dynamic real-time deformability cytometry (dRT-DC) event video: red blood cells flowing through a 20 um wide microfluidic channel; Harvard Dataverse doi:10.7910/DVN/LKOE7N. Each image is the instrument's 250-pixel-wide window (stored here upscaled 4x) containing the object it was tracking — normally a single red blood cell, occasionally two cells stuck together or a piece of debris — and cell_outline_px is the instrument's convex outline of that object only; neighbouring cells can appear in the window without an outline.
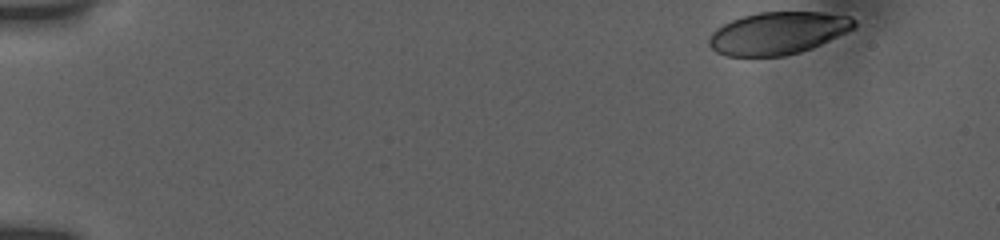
{"species": "human", "species_latin": "Homo sapiens", "temperature_condition": "room temperature", "stored_images_in_passage": 47, "camera_frame_rate_fps": 3000, "um_per_image_px": 0.085, "donor": {"sex": "female"}, "frame": {"image": 1, "passage_image": 1, "time_ms": 0.0, "image_size_px": [1000, 240], "cell_outline_px": [[856, 28], [848, 32], [812, 48], [800, 52], [784, 56], [728, 56], [716, 52], [708, 44], [708, 40], [712, 32], [716, 28], [732, 20], [744, 16], [760, 12], [820, 12], [848, 16], [856, 20]], "centroid_in_image_um": [66.14, 2.82], "position_along_channel_um": 18.9, "area_um2": 35.89}}
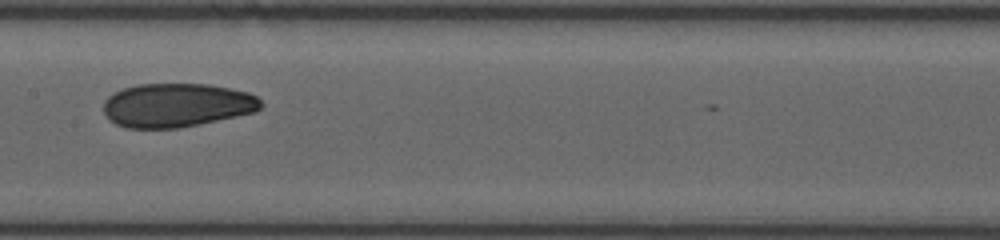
{"frame": {"image": 2, "passage_image": 25, "time_ms": 8.0, "image_size_px": [1000, 240], "cell_outline_px": [[264, 104], [260, 108], [252, 112], [236, 116], [200, 124], [180, 128], [128, 128], [116, 124], [104, 112], [104, 100], [108, 96], [124, 88], [140, 84], [208, 84], [248, 92], [256, 96]], "centroid_in_image_um": [15.03, 8.94], "position_along_channel_um": 192.4, "area_um2": 39.94}}
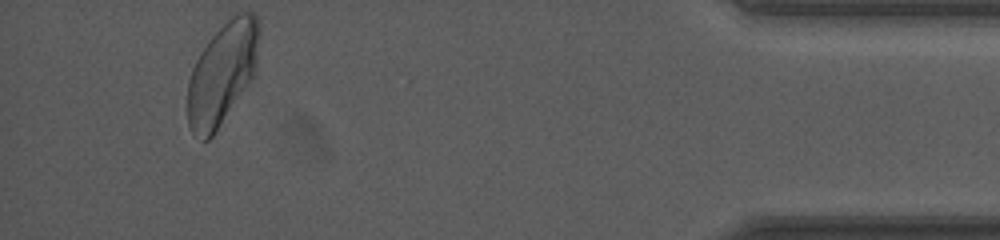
{"frame": {"image": 3, "passage_image": 47, "time_ms": 15.333, "image_size_px": [1000, 240], "cell_outline_px": [[260, 36], [256, 72], [252, 80], [212, 136], [208, 140], [200, 140], [192, 132], [188, 124], [188, 80], [192, 68], [200, 52], [208, 40], [236, 12], [256, 12], [260, 24]], "centroid_in_image_um": [18.93, 6.21], "position_along_channel_um": 416.3, "area_um2": 42.83}, "authors_computed_cell_mechanics": {"area_um2": 39.9398, "velocity_mm_per_s": 3.8203, "shape_relaxation_time_tau1_ms": 7.3909, "shape_relaxation_time_tau2_ms": 1.9844, "deformation_change_tau1": 0.1819, "deformation_change_tau2": 0.0685}}